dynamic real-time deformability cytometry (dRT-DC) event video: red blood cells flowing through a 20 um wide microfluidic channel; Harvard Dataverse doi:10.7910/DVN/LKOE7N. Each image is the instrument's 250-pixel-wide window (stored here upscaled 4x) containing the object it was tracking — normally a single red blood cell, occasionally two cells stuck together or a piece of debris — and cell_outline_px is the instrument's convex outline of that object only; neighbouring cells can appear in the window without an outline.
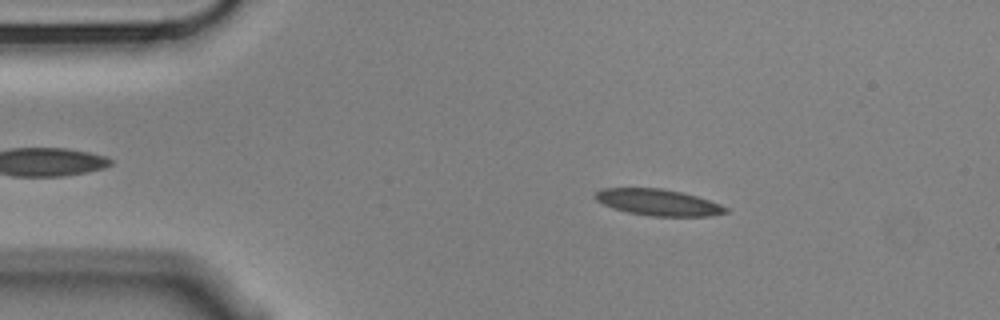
{"species": "Egyptian fruit bat (a non-hibernating species)", "species_latin": "Rousettus aegyptiacus", "temperature_condition": "cold", "stored_images_in_passage": 48, "camera_frame_rate_fps": 3000, "um_per_image_px": 0.085, "animal": {"sex": "male"}, "frame": {"image": 1, "passage_image": 9, "time_ms": 2.667, "image_size_px": [1000, 320], "cell_outline_px": [[728, 212], [708, 216], [648, 216], [628, 212], [612, 208], [596, 200], [592, 196], [600, 188], [660, 188], [680, 192], [696, 196], [720, 204], [728, 208]], "centroid_in_image_um": [55.9, 17.2], "position_along_channel_um": 29.1, "area_um2": 20.0}}
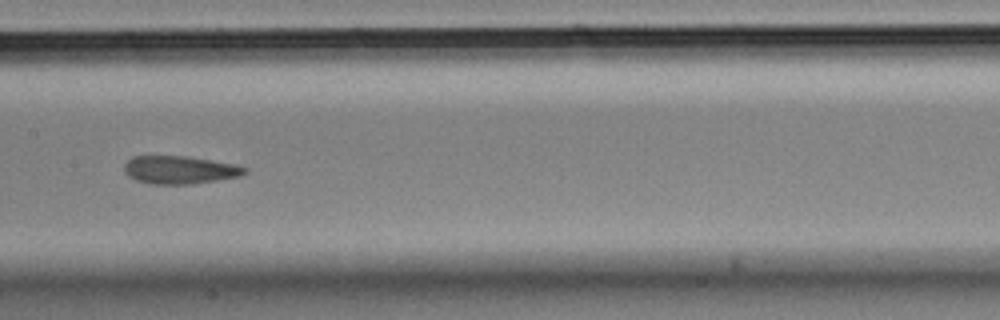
{"frame": {"image": 2, "passage_image": 27, "time_ms": 8.667, "image_size_px": [1000, 320], "cell_outline_px": [[248, 172], [236, 176], [192, 184], [148, 184], [136, 180], [128, 176], [124, 172], [124, 164], [132, 156], [184, 156], [232, 164], [248, 168]], "centroid_in_image_um": [15.19, 14.44], "position_along_channel_um": 192.2, "area_um2": 19.36}}
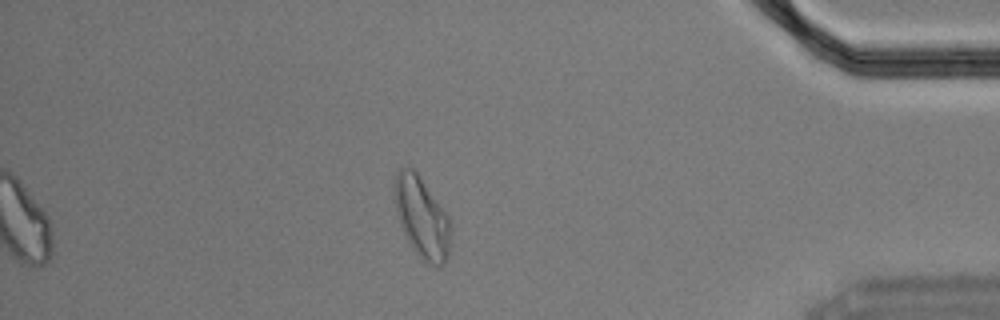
{"frame": {"image": 3, "passage_image": 48, "time_ms": 15.667, "image_size_px": [1000, 320], "cell_outline_px": [[452, 228], [448, 256], [444, 264], [428, 264], [416, 252], [408, 240], [400, 224], [396, 212], [396, 172], [400, 168], [412, 168], [420, 176], [448, 216]], "centroid_in_image_um": [35.89, 18.5], "position_along_channel_um": 399.3, "area_um2": 25.84}, "authors_computed_cell_mechanics": {"area_um2": 20.0277, "velocity_mm_per_s": 3.5172, "shape_relaxation_time_tau1_ms": null, "shape_relaxation_time_tau2_ms": 2.9491, "deformation_change_tau1": null, "deformation_change_tau2": 0.1032}}